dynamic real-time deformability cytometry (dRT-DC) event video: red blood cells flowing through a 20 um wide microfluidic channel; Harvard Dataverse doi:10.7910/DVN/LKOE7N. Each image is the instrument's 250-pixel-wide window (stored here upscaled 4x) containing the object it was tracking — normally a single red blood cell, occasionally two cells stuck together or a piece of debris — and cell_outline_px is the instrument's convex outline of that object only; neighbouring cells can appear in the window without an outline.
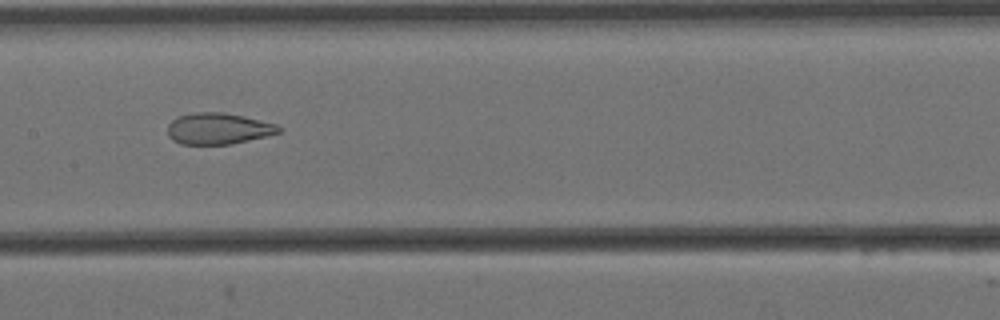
{"species": "Egyptian fruit bat (a non-hibernating species)", "species_latin": "Rousettus aegyptiacus", "temperature_condition": "cold", "stored_images_in_passage": 10, "camera_frame_rate_fps": 3000, "um_per_image_px": 0.085, "animal": {"sex": "female"}, "frame": {"image": 1, "passage_image": 7, "time_ms": 2.0, "image_size_px": [1000, 320], "cell_outline_px": [[280, 132], [232, 144], [180, 144], [172, 140], [168, 136], [168, 124], [172, 120], [180, 116], [196, 112], [224, 112], [244, 116], [276, 124], [280, 128]], "centroid_in_image_um": [18.52, 10.93], "position_along_channel_um": 188.9, "area_um2": 20.11}}
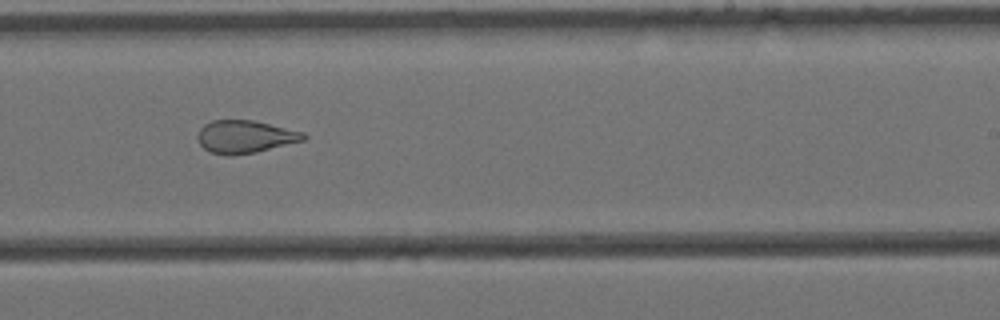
{"frame": {"image": 2, "passage_image": 9, "time_ms": 2.667, "image_size_px": [1000, 320], "cell_outline_px": [[308, 136], [304, 140], [256, 152], [228, 156], [212, 152], [204, 148], [200, 144], [196, 136], [200, 128], [204, 124], [212, 120], [252, 120], [304, 132]], "centroid_in_image_um": [20.81, 11.62], "position_along_channel_um": 268.2, "area_um2": 20.11}}
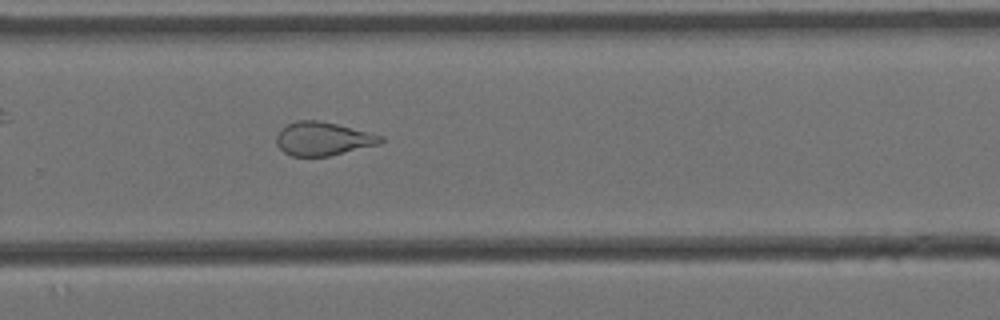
{"frame": {"image": 3, "passage_image": 10, "time_ms": 3.0, "image_size_px": [1000, 320], "cell_outline_px": [[384, 140], [380, 144], [328, 156], [292, 156], [284, 152], [276, 144], [276, 136], [280, 128], [296, 120], [316, 120], [336, 124], [384, 136]], "centroid_in_image_um": [27.43, 11.79], "position_along_channel_um": 302.4, "area_um2": 20.29}}